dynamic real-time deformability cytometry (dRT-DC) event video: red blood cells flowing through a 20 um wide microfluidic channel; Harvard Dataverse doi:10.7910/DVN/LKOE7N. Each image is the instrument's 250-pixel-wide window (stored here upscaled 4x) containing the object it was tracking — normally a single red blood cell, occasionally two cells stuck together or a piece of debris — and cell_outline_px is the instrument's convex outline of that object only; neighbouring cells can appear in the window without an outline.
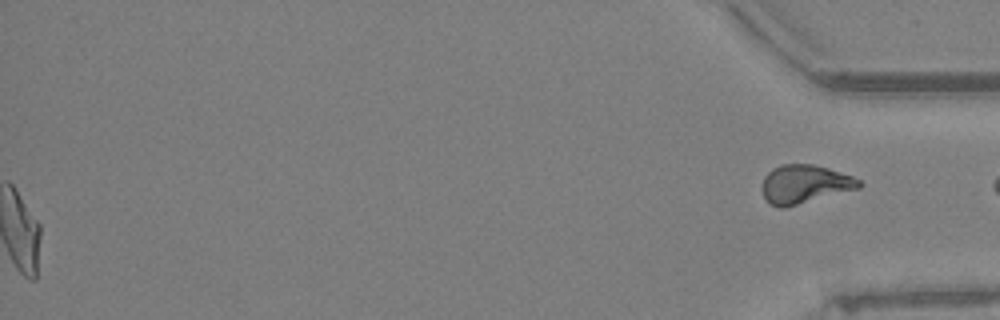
{"species": "Egyptian fruit bat (a non-hibernating species)", "species_latin": "Rousettus aegyptiacus", "temperature_condition": "warm", "stored_images_in_passage": 65, "segment_of_instrument_passage": [2, 2], "camera_frame_rate_fps": 3000, "um_per_image_px": 0.085, "animal": {"sex": "female"}, "frame": {"image": 1, "passage_image": 65, "time_ms": 21.333, "image_size_px": [1000, 320], "cell_outline_px": [[864, 184], [860, 188], [784, 208], [780, 208], [768, 204], [760, 188], [764, 176], [772, 168], [780, 164], [812, 164], [828, 168], [852, 176], [860, 180]], "centroid_in_image_um": [68.36, 15.66], "position_along_channel_um": 366.8, "area_um2": 22.02}}